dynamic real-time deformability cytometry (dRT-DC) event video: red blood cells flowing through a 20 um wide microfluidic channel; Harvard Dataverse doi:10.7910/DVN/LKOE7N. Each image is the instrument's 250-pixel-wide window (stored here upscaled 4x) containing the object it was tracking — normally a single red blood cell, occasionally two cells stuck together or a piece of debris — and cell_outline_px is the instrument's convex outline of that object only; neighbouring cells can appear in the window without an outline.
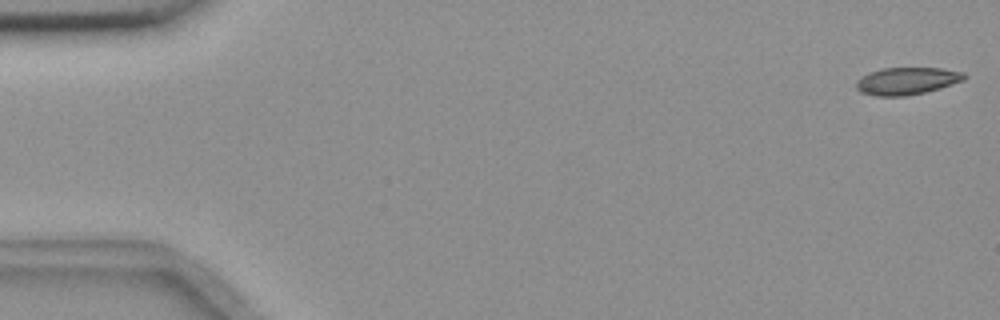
{"species": "common noctule bat (a hibernating species)", "species_latin": "Nyctalus noctula", "temperature_condition": "room temperature", "stored_images_in_passage": 55, "camera_frame_rate_fps": 3000, "um_per_image_px": 0.085, "animal": {"sex": "female", "body_mass_g": 18.4}, "frame": {"image": 1, "passage_image": 1, "time_ms": 0.0, "image_size_px": [1000, 320], "cell_outline_px": [[968, 76], [964, 80], [940, 88], [908, 96], [876, 96], [860, 92], [856, 88], [856, 80], [868, 72], [880, 68], [940, 68], [964, 72]], "centroid_in_image_um": [77.07, 6.88], "position_along_channel_um": 7.9, "area_um2": 17.34}}
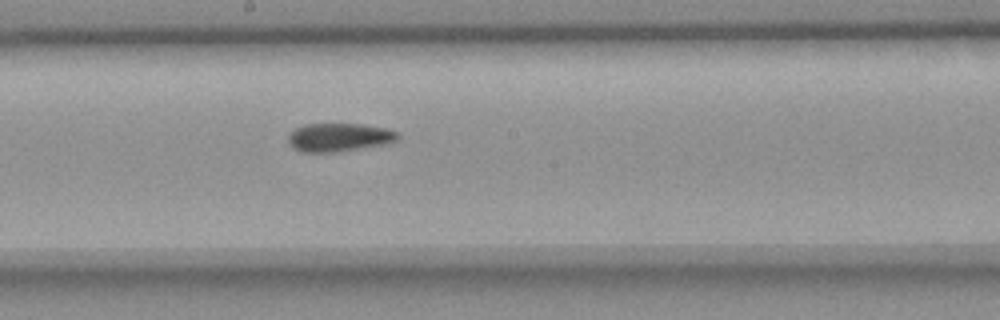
{"frame": {"image": 2, "passage_image": 30, "time_ms": 9.667, "image_size_px": [1000, 320], "cell_outline_px": [[400, 136], [396, 140], [388, 144], [336, 152], [304, 152], [292, 148], [288, 144], [288, 136], [296, 128], [304, 124], [360, 124], [384, 128], [400, 132]], "centroid_in_image_um": [28.83, 11.68], "position_along_channel_um": 219.4, "area_um2": 18.21}}
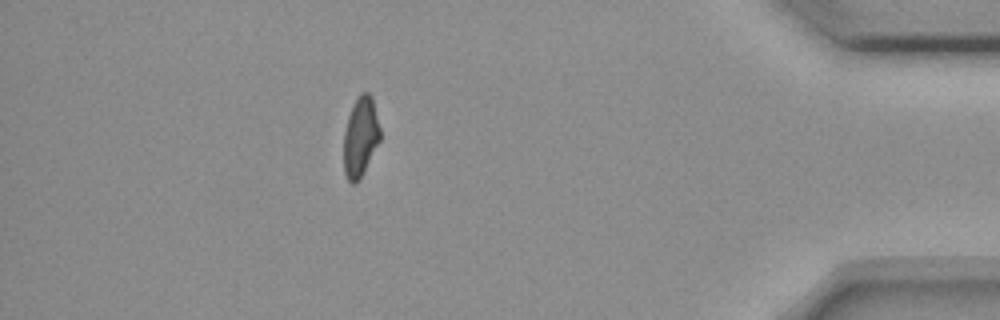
{"frame": {"image": 3, "passage_image": 49, "time_ms": 16.0, "image_size_px": [1000, 320], "cell_outline_px": [[380, 140], [360, 180], [352, 184], [348, 180], [344, 172], [344, 132], [348, 116], [352, 104], [356, 96], [360, 92], [368, 92], [372, 96], [380, 128]], "centroid_in_image_um": [30.64, 11.6], "position_along_channel_um": 404.6, "area_um2": 17.11}, "authors_computed_cell_mechanics": {"area_um2": 18.0914, "velocity_mm_per_s": 3.6538, "shape_relaxation_time_tau1_ms": null, "shape_relaxation_time_tau2_ms": 5.3897, "deformation_change_tau1": null, "deformation_change_tau2": 0.1159}}